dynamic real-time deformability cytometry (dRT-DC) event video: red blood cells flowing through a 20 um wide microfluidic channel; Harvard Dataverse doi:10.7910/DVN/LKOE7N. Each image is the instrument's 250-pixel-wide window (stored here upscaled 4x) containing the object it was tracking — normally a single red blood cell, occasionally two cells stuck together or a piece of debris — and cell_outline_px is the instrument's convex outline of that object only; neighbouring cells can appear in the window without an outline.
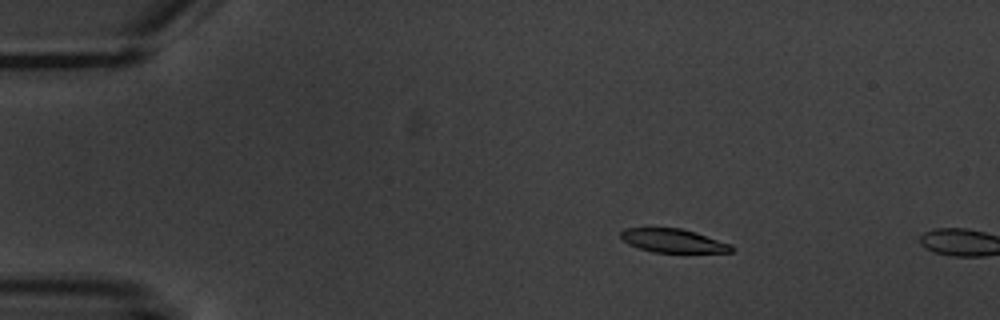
{"species": "common noctule bat (a hibernating species)", "species_latin": "Nyctalus noctula", "temperature_condition": "warm", "stored_images_in_passage": 4, "camera_frame_rate_fps": 3000, "um_per_image_px": 0.085, "animal": {"sex": "male", "body_mass_g": 20.1, "forearm_length_mm": 53.5}, "frame": {"image": 1, "passage_image": 3, "time_ms": 3.333, "image_size_px": [1000, 320], "cell_outline_px": [[736, 248], [732, 252], [652, 252], [628, 244], [620, 236], [620, 232], [624, 228], [680, 228], [696, 232], [732, 244]], "centroid_in_image_um": [57.25, 20.46], "position_along_channel_um": 27.7, "area_um2": 15.26}}